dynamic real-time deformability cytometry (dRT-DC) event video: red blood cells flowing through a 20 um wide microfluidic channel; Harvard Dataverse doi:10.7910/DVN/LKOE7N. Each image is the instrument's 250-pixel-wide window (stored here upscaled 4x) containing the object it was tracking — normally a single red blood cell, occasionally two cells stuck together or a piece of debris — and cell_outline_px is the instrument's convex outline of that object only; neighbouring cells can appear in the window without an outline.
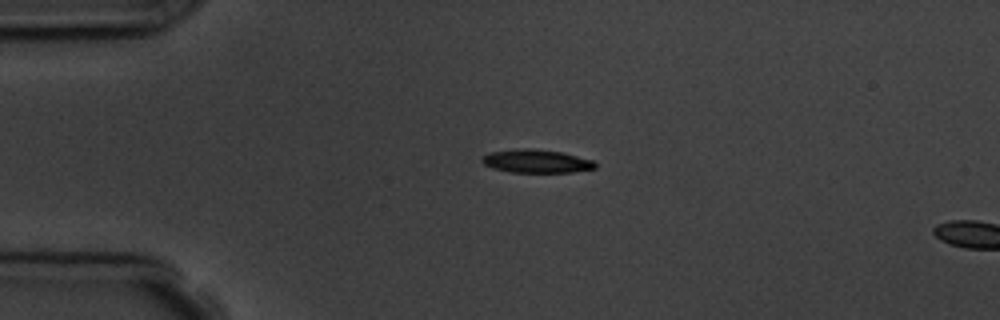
{"species": "common noctule bat (a hibernating species)", "species_latin": "Nyctalus noctula", "temperature_condition": "room temperature", "stored_images_in_passage": 5, "camera_frame_rate_fps": 3000, "um_per_image_px": 0.085, "animal": {"sex": "male", "body_mass_g": 19.5, "forearm_length_mm": 54.6}, "frame": {"image": 1, "passage_image": 4, "time_ms": 3.333, "image_size_px": [1000, 320], "cell_outline_px": [[596, 168], [572, 172], [512, 172], [492, 168], [484, 164], [480, 160], [488, 152], [516, 148], [532, 148], [564, 152], [592, 160], [596, 164]], "centroid_in_image_um": [45.57, 13.68], "position_along_channel_um": 39.4, "area_um2": 15.49}}